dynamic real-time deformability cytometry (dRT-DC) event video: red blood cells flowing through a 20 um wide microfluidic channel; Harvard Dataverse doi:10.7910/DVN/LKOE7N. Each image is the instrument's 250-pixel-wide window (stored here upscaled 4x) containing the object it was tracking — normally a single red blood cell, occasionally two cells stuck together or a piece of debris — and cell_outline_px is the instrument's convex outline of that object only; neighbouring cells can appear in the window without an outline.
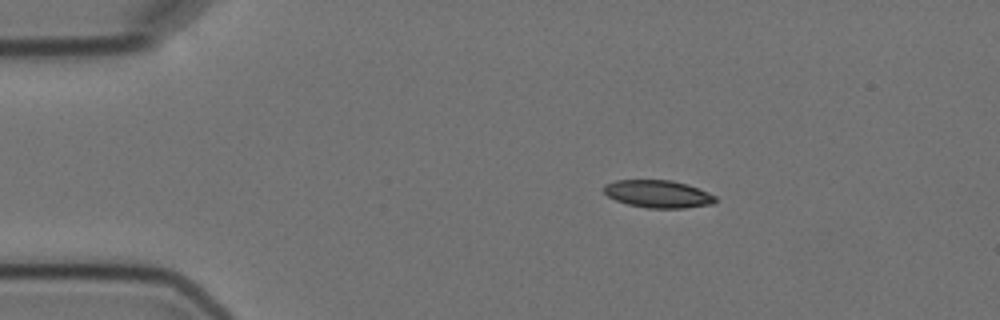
{"species": "Egyptian fruit bat (a non-hibernating species)", "species_latin": "Rousettus aegyptiacus", "temperature_condition": "cold", "stored_images_in_passage": 2, "camera_frame_rate_fps": 3000, "um_per_image_px": 0.085, "animal": {"sex": "female"}, "frame": {"image": 1, "passage_image": 1, "time_ms": 0.0, "image_size_px": [1000, 320], "cell_outline_px": [[716, 200], [712, 204], [684, 208], [648, 208], [628, 204], [616, 200], [608, 196], [604, 192], [604, 184], [616, 180], [672, 180], [688, 184], [708, 192], [716, 196]], "centroid_in_image_um": [55.94, 16.48], "position_along_channel_um": 29.1, "area_um2": 17.92}}